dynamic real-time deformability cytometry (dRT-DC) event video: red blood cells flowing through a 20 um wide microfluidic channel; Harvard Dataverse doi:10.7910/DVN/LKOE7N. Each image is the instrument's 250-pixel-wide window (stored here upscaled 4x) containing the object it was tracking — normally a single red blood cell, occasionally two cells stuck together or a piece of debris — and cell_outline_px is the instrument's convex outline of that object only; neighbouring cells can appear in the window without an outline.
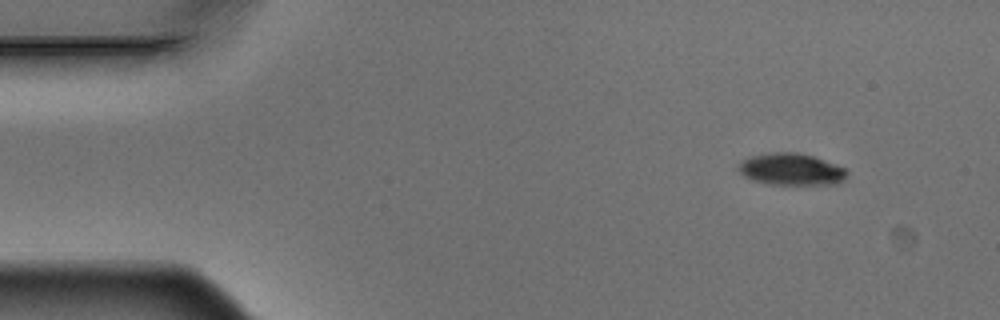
{"species": "Egyptian fruit bat (a non-hibernating species)", "species_latin": "Rousettus aegyptiacus", "temperature_condition": "warm", "stored_images_in_passage": 4, "camera_frame_rate_fps": 3000, "um_per_image_px": 0.085, "animal": {"sex": "male"}, "frame": {"image": 1, "passage_image": 1, "time_ms": 0.0, "image_size_px": [1000, 320], "cell_outline_px": [[848, 176], [844, 180], [836, 184], [768, 184], [752, 180], [744, 176], [736, 168], [740, 160], [748, 156], [768, 152], [796, 152], [812, 156], [844, 168], [848, 172]], "centroid_in_image_um": [67.19, 14.38], "position_along_channel_um": 17.8, "area_um2": 20.29}}
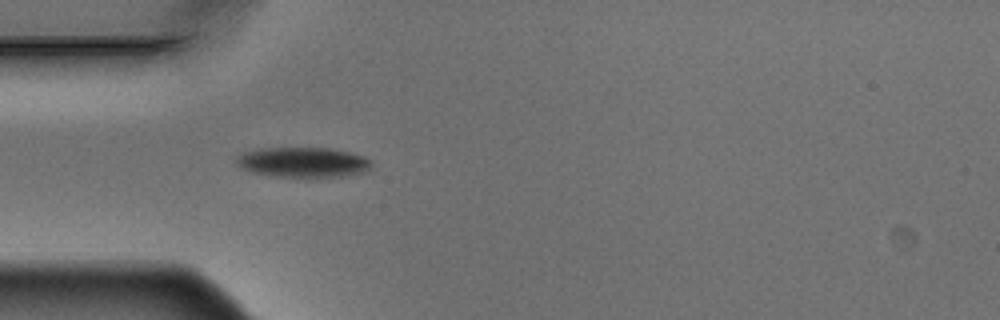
{"frame": {"image": 2, "passage_image": 4, "time_ms": 1.0, "image_size_px": [1000, 320], "cell_outline_px": [[372, 164], [364, 172], [340, 176], [276, 176], [252, 172], [236, 164], [236, 156], [244, 152], [264, 148], [332, 148], [364, 156], [372, 160]], "centroid_in_image_um": [25.76, 13.77], "position_along_channel_um": 59.2, "area_um2": 23.29}}